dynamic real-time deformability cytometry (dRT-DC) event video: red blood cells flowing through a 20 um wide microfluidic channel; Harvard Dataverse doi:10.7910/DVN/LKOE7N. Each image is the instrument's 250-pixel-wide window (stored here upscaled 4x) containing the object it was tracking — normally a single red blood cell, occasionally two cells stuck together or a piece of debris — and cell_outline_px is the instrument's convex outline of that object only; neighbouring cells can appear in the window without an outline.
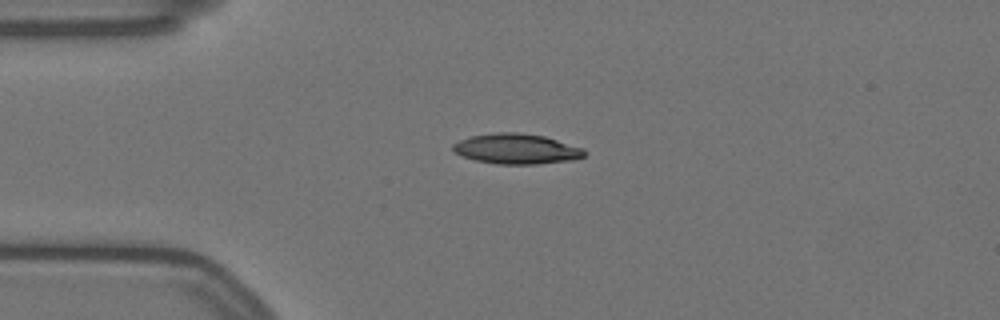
{"species": "Egyptian fruit bat (a non-hibernating species)", "species_latin": "Rousettus aegyptiacus", "temperature_condition": "warm", "stored_images_in_passage": 45, "camera_frame_rate_fps": 3000, "um_per_image_px": 0.085, "animal": {"sex": "female"}, "frame": {"image": 1, "passage_image": 1, "time_ms": 0.0, "image_size_px": [1000, 320], "cell_outline_px": [[588, 152], [584, 156], [572, 160], [536, 164], [496, 164], [476, 160], [460, 156], [452, 148], [452, 144], [460, 140], [472, 136], [496, 132], [516, 132], [544, 136], [584, 148]], "centroid_in_image_um": [43.91, 12.65], "position_along_channel_um": 41.1, "area_um2": 23.18}}
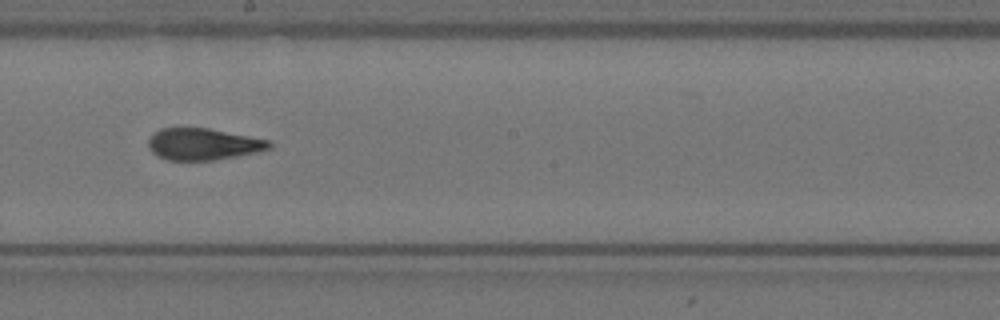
{"frame": {"image": 2, "passage_image": 19, "time_ms": 6.0, "image_size_px": [1000, 320], "cell_outline_px": [[272, 148], [256, 152], [236, 156], [212, 160], [168, 160], [152, 152], [148, 148], [148, 140], [160, 128], [208, 128], [272, 140]], "centroid_in_image_um": [17.31, 12.25], "position_along_channel_um": 230.9, "area_um2": 22.25}}
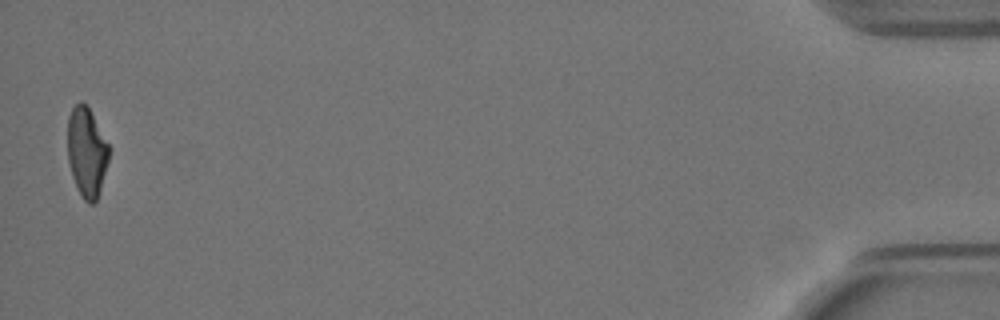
{"frame": {"image": 3, "passage_image": 44, "time_ms": 14.333, "image_size_px": [1000, 320], "cell_outline_px": [[108, 160], [100, 188], [96, 200], [92, 204], [88, 204], [84, 200], [72, 176], [68, 160], [68, 116], [72, 108], [80, 100], [88, 108], [108, 144]], "centroid_in_image_um": [7.34, 12.93], "position_along_channel_um": 427.9, "area_um2": 20.92}}